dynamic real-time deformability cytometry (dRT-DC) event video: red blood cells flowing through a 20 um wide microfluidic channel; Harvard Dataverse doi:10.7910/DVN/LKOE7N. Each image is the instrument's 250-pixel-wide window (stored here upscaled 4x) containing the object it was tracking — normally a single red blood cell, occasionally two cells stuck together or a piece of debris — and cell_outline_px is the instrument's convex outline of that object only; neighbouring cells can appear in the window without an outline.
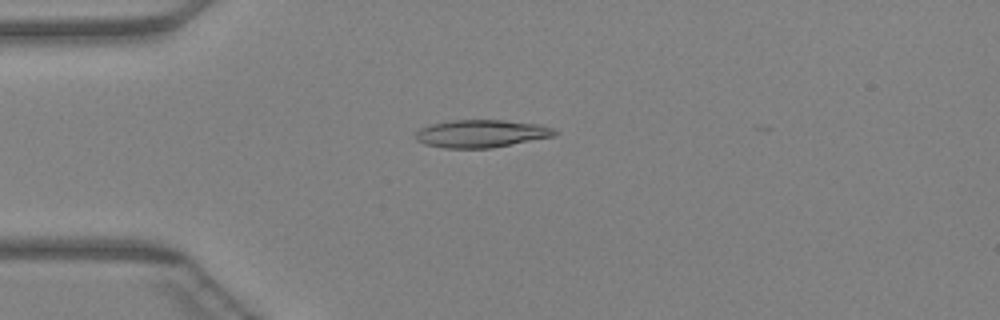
{"species": "Egyptian fruit bat (a non-hibernating species)", "species_latin": "Rousettus aegyptiacus", "temperature_condition": "warm", "stored_images_in_passage": 42, "camera_frame_rate_fps": 3000, "um_per_image_px": 0.085, "animal": {"sex": "female"}, "frame": {"image": 1, "passage_image": 12, "time_ms": 3.667, "image_size_px": [1000, 320], "cell_outline_px": [[560, 132], [556, 136], [492, 148], [444, 148], [424, 144], [416, 140], [416, 132], [420, 128], [432, 124], [452, 120], [504, 120], [540, 124], [552, 128]], "centroid_in_image_um": [40.95, 11.36], "position_along_channel_um": 44.1, "area_um2": 22.6}}
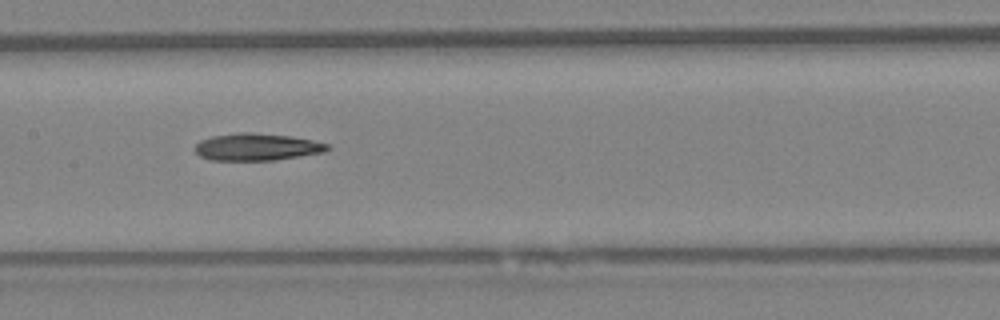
{"frame": {"image": 2, "passage_image": 23, "time_ms": 7.333, "image_size_px": [1000, 320], "cell_outline_px": [[332, 148], [324, 152], [300, 156], [272, 160], [208, 160], [200, 156], [192, 148], [200, 140], [212, 136], [236, 132], [248, 132], [292, 136], [312, 140], [328, 144]], "centroid_in_image_um": [21.8, 12.48], "position_along_channel_um": 185.6, "area_um2": 21.1}}
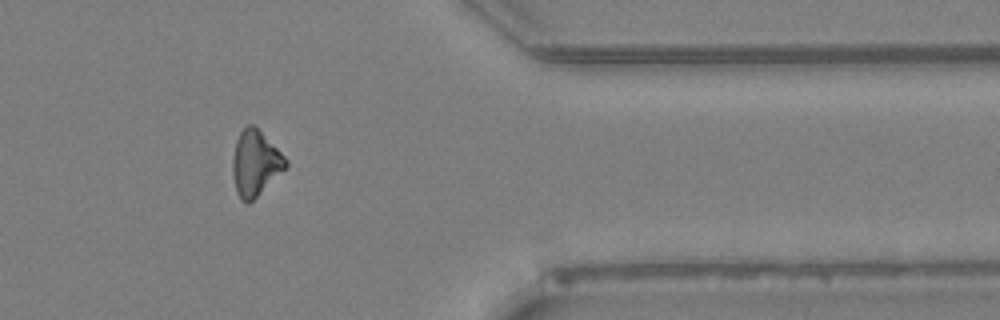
{"frame": {"image": 3, "passage_image": 38, "time_ms": 12.333, "image_size_px": [1000, 320], "cell_outline_px": [[288, 164], [248, 204], [244, 204], [240, 200], [236, 192], [232, 176], [232, 156], [236, 140], [240, 132], [248, 124], [252, 124], [288, 160]], "centroid_in_image_um": [21.63, 13.89], "position_along_channel_um": 389.8, "area_um2": 19.77}}